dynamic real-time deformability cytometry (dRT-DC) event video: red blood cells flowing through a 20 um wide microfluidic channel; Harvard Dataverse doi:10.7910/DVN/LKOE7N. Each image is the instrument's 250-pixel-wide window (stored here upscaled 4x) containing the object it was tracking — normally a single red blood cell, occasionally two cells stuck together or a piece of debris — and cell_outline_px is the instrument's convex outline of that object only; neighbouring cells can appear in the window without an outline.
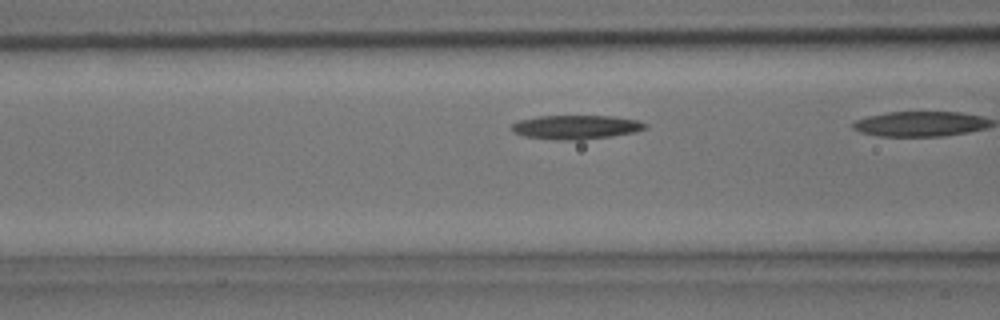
{"species": "common noctule bat (a hibernating species)", "species_latin": "Nyctalus noctula", "temperature_condition": "room temperature", "stored_images_in_passage": 14, "camera_frame_rate_fps": 3000, "um_per_image_px": 0.085, "animal": {"sex": "male", "body_mass_g": 15.6}, "frame": {"image": 1, "passage_image": 7, "time_ms": 2.0, "image_size_px": [1000, 320], "cell_outline_px": [[648, 128], [636, 132], [612, 136], [580, 140], [556, 140], [524, 136], [512, 132], [512, 124], [520, 120], [540, 116], [612, 116], [636, 120], [648, 124]], "centroid_in_image_um": [48.99, 10.81], "position_along_channel_um": 117.6, "area_um2": 18.73}}